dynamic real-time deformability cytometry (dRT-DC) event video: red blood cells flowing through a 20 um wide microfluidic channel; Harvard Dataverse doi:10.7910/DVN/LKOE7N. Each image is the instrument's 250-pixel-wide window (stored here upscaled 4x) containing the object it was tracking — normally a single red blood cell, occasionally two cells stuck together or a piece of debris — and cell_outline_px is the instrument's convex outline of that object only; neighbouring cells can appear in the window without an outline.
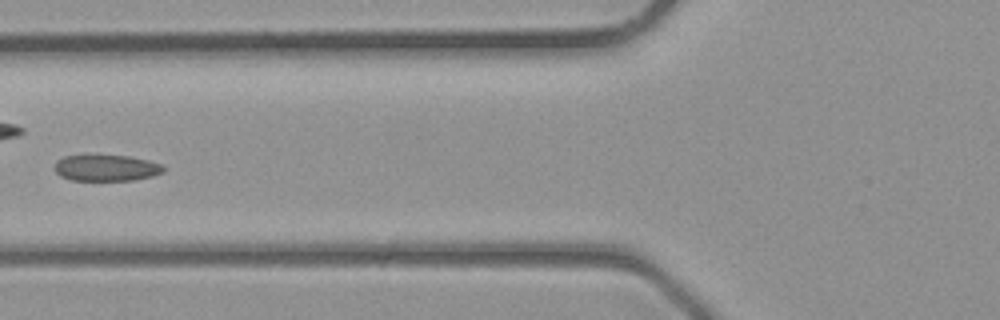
{"species": "common noctule bat (a hibernating species)", "species_latin": "Nyctalus noctula", "temperature_condition": "room temperature", "stored_images_in_passage": 34, "camera_frame_rate_fps": 3000, "um_per_image_px": 0.085, "animal": {"sex": "male", "body_mass_g": 23.1, "forearm_length_mm": 52.7}, "frame": {"image": 1, "passage_image": 15, "time_ms": 4.667, "image_size_px": [1000, 320], "cell_outline_px": [[164, 172], [152, 176], [136, 180], [72, 180], [60, 176], [56, 172], [56, 160], [64, 156], [96, 152], [132, 156], [164, 164]], "centroid_in_image_um": [9.04, 14.21], "position_along_channel_um": 116.8, "area_um2": 17.57}}